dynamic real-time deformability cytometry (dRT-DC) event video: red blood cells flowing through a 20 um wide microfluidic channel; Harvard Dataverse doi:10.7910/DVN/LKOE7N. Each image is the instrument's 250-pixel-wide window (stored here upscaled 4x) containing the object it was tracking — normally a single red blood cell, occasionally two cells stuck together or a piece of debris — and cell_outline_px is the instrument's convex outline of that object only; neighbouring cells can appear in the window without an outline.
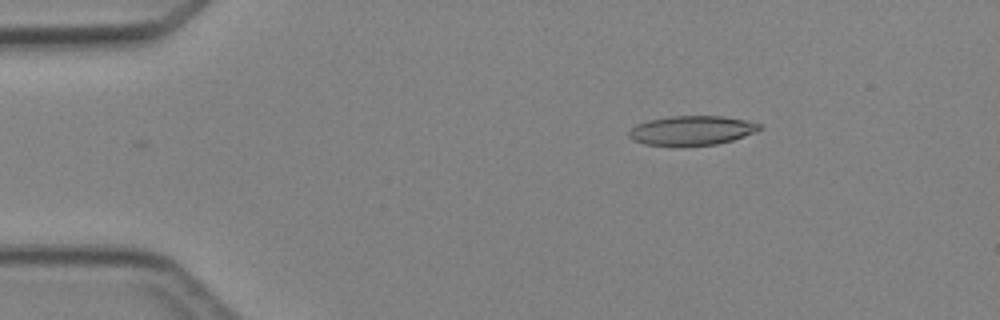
{"species": "Egyptian fruit bat (a non-hibernating species)", "species_latin": "Rousettus aegyptiacus", "temperature_condition": "cold", "stored_images_in_passage": 4, "camera_frame_rate_fps": 3000, "um_per_image_px": 0.085, "animal": {"sex": "female"}, "frame": {"image": 1, "passage_image": 1, "time_ms": 0.0, "image_size_px": [1000, 320], "cell_outline_px": [[764, 128], [756, 132], [732, 140], [716, 144], [676, 148], [644, 144], [632, 140], [628, 136], [628, 132], [636, 124], [648, 120], [668, 116], [724, 116], [744, 120], [760, 124]], "centroid_in_image_um": [58.75, 11.12], "position_along_channel_um": 26.2, "area_um2": 23.0}}
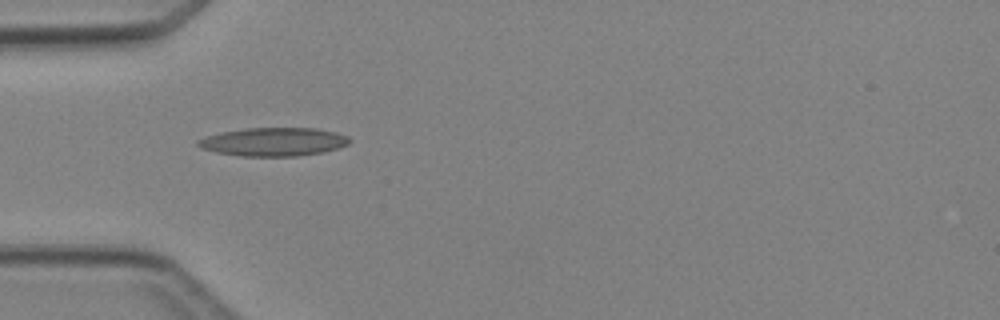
{"frame": {"image": 2, "passage_image": 3, "time_ms": 2.333, "image_size_px": [1000, 320], "cell_outline_px": [[352, 140], [348, 144], [324, 152], [296, 156], [240, 156], [216, 152], [200, 148], [196, 144], [196, 140], [220, 132], [244, 128], [316, 128], [336, 132], [348, 136]], "centroid_in_image_um": [23.24, 12.05], "position_along_channel_um": 61.8, "area_um2": 25.2}}
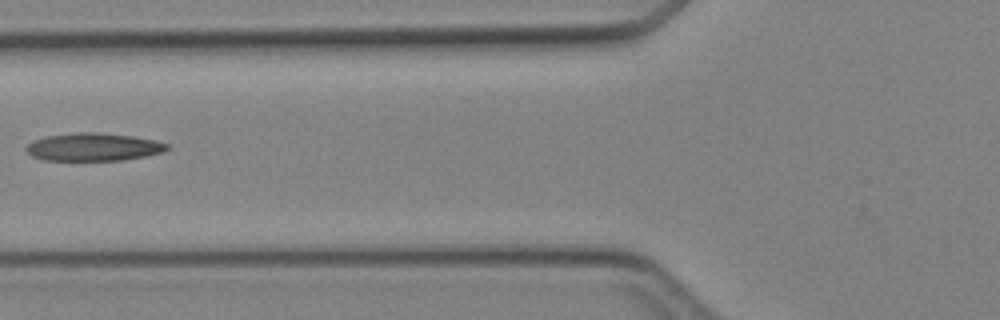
{"frame": {"image": 3, "passage_image": 4, "time_ms": 3.667, "image_size_px": [1000, 320], "cell_outline_px": [[168, 148], [164, 152], [124, 160], [44, 160], [32, 156], [24, 148], [32, 140], [48, 136], [76, 132], [100, 132], [132, 136], [156, 140], [168, 144]], "centroid_in_image_um": [7.94, 12.49], "position_along_channel_um": 117.9, "area_um2": 22.89}}